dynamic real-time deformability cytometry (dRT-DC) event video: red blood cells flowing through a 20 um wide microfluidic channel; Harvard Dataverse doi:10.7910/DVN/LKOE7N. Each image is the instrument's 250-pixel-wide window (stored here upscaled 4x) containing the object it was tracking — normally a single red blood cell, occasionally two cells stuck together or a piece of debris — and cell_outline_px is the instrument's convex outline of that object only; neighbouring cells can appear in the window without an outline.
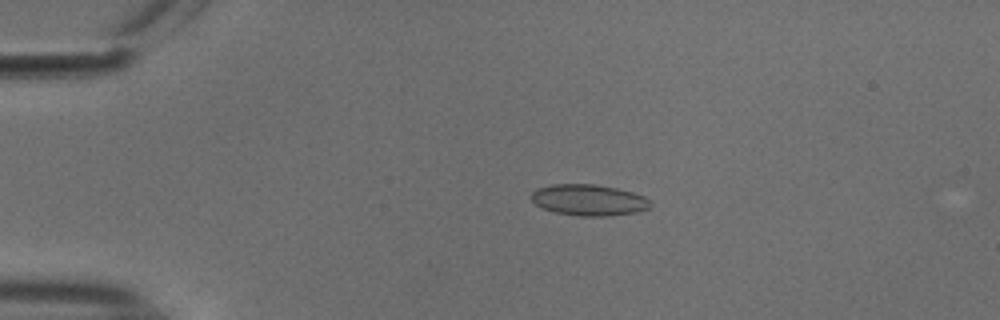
{"species": "common noctule bat (a hibernating species)", "species_latin": "Nyctalus noctula", "temperature_condition": "cold", "stored_images_in_passage": 52, "camera_frame_rate_fps": 3000, "um_per_image_px": 0.085, "animal": {"sex": "male", "body_mass_g": 18.8}, "frame": {"image": 1, "passage_image": 10, "time_ms": 3.0, "image_size_px": [1000, 320], "cell_outline_px": [[652, 204], [648, 208], [636, 212], [608, 216], [580, 216], [556, 212], [544, 208], [536, 204], [532, 200], [532, 192], [536, 188], [552, 184], [596, 184], [616, 188], [632, 192], [644, 196]], "centroid_in_image_um": [50.04, 16.99], "position_along_channel_um": 35.0, "area_um2": 21.5}}
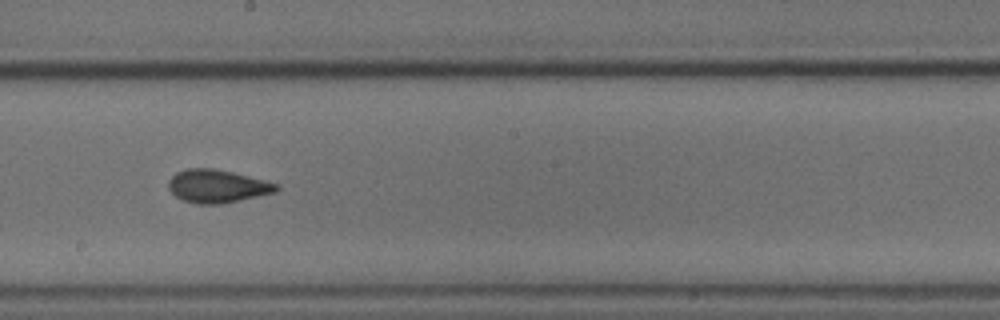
{"frame": {"image": 2, "passage_image": 29, "time_ms": 9.333, "image_size_px": [1000, 320], "cell_outline_px": [[280, 188], [276, 192], [240, 200], [220, 204], [196, 204], [184, 200], [176, 196], [168, 188], [168, 180], [176, 172], [188, 168], [212, 168], [232, 172], [280, 184]], "centroid_in_image_um": [18.47, 15.82], "position_along_channel_um": 229.7, "area_um2": 20.75}}
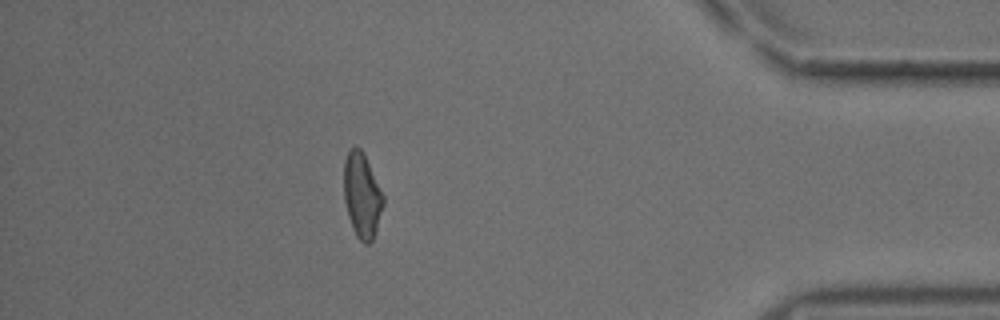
{"frame": {"image": 3, "passage_image": 46, "time_ms": 15.0, "image_size_px": [1000, 320], "cell_outline_px": [[384, 204], [372, 240], [368, 244], [364, 244], [356, 236], [352, 228], [348, 216], [344, 200], [344, 160], [348, 148], [356, 144], [364, 152], [384, 196]], "centroid_in_image_um": [30.75, 16.55], "position_along_channel_um": 404.4, "area_um2": 19.71}, "authors_computed_cell_mechanics": {"area_um2": 20.23, "velocity_mm_per_s": 3.7738, "shape_relaxation_time_tau1_ms": 11.215, "shape_relaxation_time_tau2_ms": 1.459, "deformation_change_tau1": 0.1704, "deformation_change_tau2": 0.0688}}